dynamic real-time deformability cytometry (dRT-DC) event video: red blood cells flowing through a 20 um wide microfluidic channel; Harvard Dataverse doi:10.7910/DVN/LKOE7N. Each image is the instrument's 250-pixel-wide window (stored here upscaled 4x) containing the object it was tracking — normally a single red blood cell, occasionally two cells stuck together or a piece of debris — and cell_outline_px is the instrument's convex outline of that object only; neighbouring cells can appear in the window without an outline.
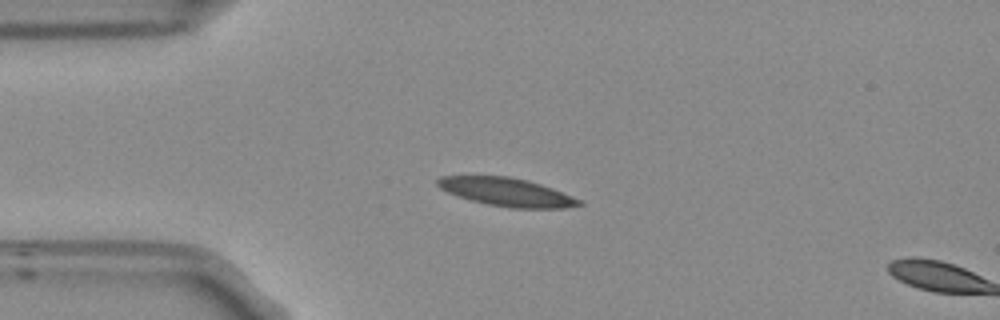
{"species": "Egyptian fruit bat (a non-hibernating species)", "species_latin": "Rousettus aegyptiacus", "temperature_condition": "room temperature", "stored_images_in_passage": 3, "camera_frame_rate_fps": 3000, "um_per_image_px": 0.085, "frame": {"image": 1, "passage_image": 1, "time_ms": 0.0, "image_size_px": [1000, 320], "cell_outline_px": [[584, 204], [564, 208], [508, 208], [488, 204], [472, 200], [448, 192], [440, 188], [436, 184], [436, 180], [440, 176], [508, 176], [528, 180], [552, 188], [580, 200]], "centroid_in_image_um": [43.06, 16.32], "position_along_channel_um": 41.9, "area_um2": 23.06}}